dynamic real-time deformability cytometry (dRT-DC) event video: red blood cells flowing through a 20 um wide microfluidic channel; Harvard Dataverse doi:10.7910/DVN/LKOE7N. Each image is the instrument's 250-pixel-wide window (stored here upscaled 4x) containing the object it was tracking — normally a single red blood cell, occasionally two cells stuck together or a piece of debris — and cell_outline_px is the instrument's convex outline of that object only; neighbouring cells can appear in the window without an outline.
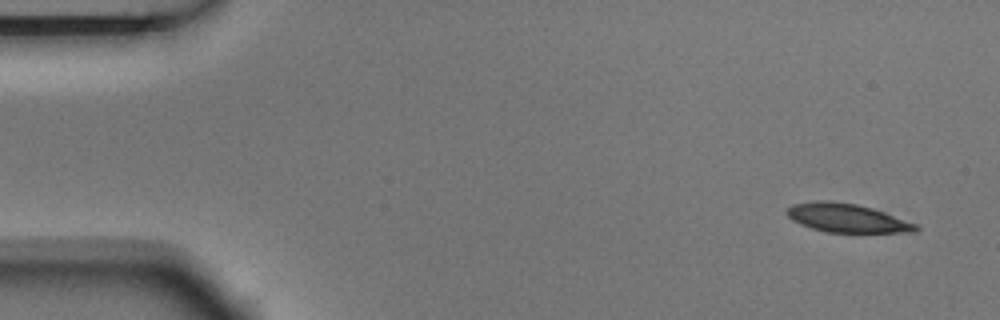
{"species": "Egyptian fruit bat (a non-hibernating species)", "species_latin": "Rousettus aegyptiacus", "temperature_condition": "room temperature", "stored_images_in_passage": 3, "camera_frame_rate_fps": 3000, "um_per_image_px": 0.085, "animal": {"sex": "male"}, "frame": {"image": 1, "passage_image": 1, "time_ms": 0.0, "image_size_px": [1000, 320], "cell_outline_px": [[920, 228], [912, 232], [828, 232], [812, 228], [800, 224], [792, 220], [784, 212], [792, 204], [816, 200], [832, 200], [856, 204], [872, 208], [884, 212], [916, 224]], "centroid_in_image_um": [71.93, 18.51], "position_along_channel_um": 13.1, "area_um2": 21.44}}